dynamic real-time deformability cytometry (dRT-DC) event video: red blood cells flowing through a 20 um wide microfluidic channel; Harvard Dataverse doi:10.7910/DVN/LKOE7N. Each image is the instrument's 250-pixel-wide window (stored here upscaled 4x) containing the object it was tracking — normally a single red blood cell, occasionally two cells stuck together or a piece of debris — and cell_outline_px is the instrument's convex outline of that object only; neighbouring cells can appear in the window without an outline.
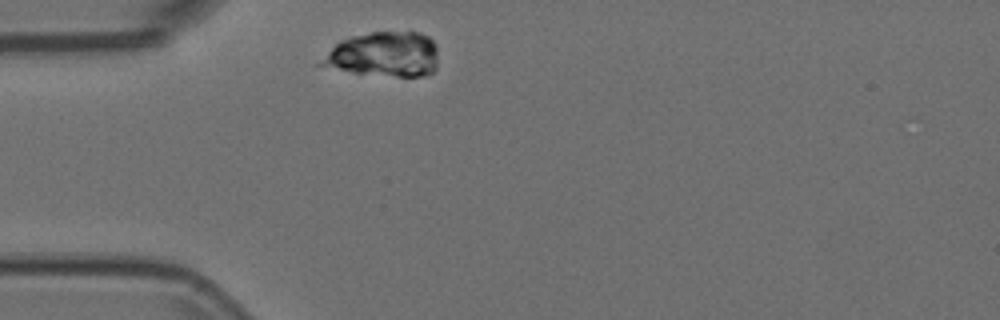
{"species": "Egyptian fruit bat (a non-hibernating species)", "species_latin": "Rousettus aegyptiacus", "temperature_condition": "room temperature", "stored_images_in_passage": 42, "camera_frame_rate_fps": 3000, "um_per_image_px": 0.085, "animal": {"sex": "female"}, "frame": {"image": 1, "passage_image": 1, "time_ms": 0.0, "image_size_px": [1000, 320], "cell_outline_px": [[436, 68], [432, 72], [424, 76], [396, 76], [352, 72], [316, 64], [340, 40], [352, 36], [372, 32], [420, 32], [428, 36], [436, 44]], "centroid_in_image_um": [32.65, 4.61], "position_along_channel_um": 52.3, "area_um2": 30.29}}
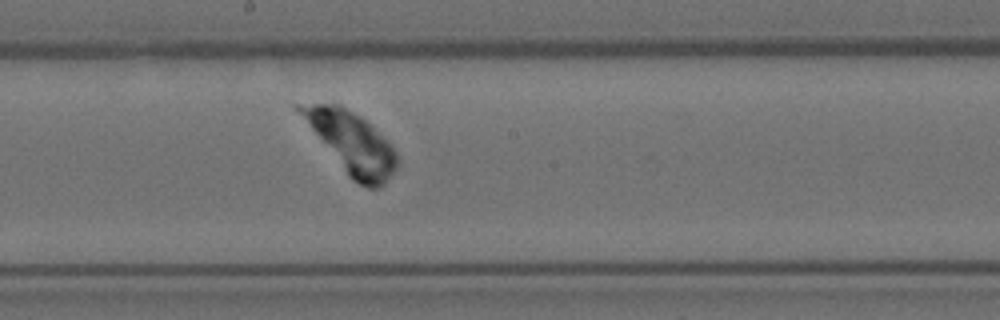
{"frame": {"image": 2, "passage_image": 18, "time_ms": 5.667, "image_size_px": [1000, 320], "cell_outline_px": [[396, 168], [384, 184], [380, 188], [368, 188], [352, 180], [348, 176], [292, 104], [340, 104], [360, 116], [372, 124], [396, 152]], "centroid_in_image_um": [29.89, 12.14], "position_along_channel_um": 218.3, "area_um2": 33.7}}
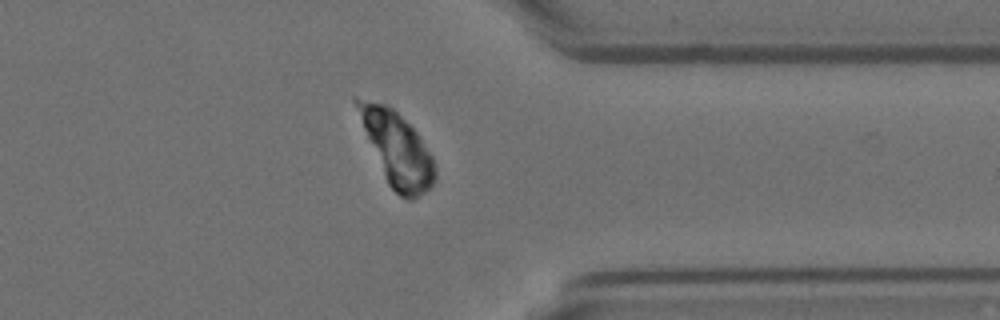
{"frame": {"image": 3, "passage_image": 34, "time_ms": 11.0, "image_size_px": [1000, 320], "cell_outline_px": [[436, 176], [432, 184], [424, 192], [412, 200], [408, 200], [400, 196], [388, 184], [352, 100], [352, 96], [356, 96], [384, 104], [392, 108], [416, 132], [432, 156], [436, 168]], "centroid_in_image_um": [33.74, 12.65], "position_along_channel_um": 377.7, "area_um2": 32.43}}